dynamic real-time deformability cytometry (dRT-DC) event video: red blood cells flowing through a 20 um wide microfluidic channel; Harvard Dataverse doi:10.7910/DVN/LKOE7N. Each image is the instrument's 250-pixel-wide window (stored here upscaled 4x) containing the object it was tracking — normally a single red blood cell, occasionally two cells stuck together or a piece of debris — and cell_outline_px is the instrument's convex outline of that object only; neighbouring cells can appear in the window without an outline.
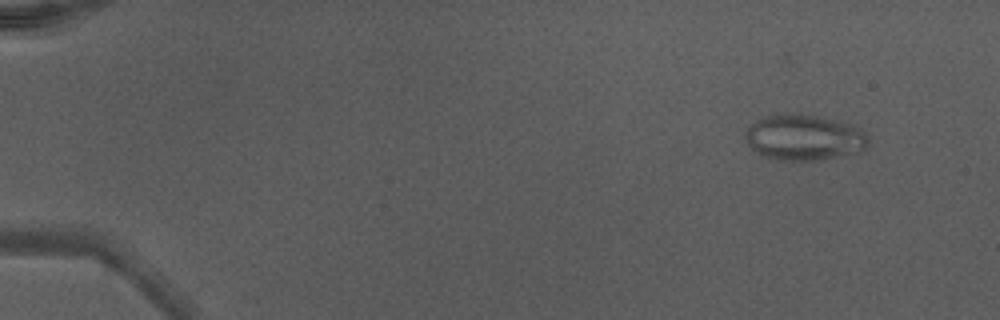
{"species": "Egyptian fruit bat (a non-hibernating species)", "species_latin": "Rousettus aegyptiacus", "temperature_condition": "warm", "stored_images_in_passage": 44, "camera_frame_rate_fps": 3000, "um_per_image_px": 0.085, "animal": {"sex": "male"}, "frame": {"image": 1, "passage_image": 1, "time_ms": 0.0, "image_size_px": [1000, 320], "cell_outline_px": [[868, 148], [860, 152], [820, 160], [780, 160], [760, 156], [744, 140], [744, 132], [756, 120], [764, 116], [784, 112], [792, 112], [816, 116], [836, 120], [852, 124], [860, 128], [864, 132], [868, 140]], "centroid_in_image_um": [68.33, 11.68], "position_along_channel_um": 16.7, "area_um2": 33.35}}
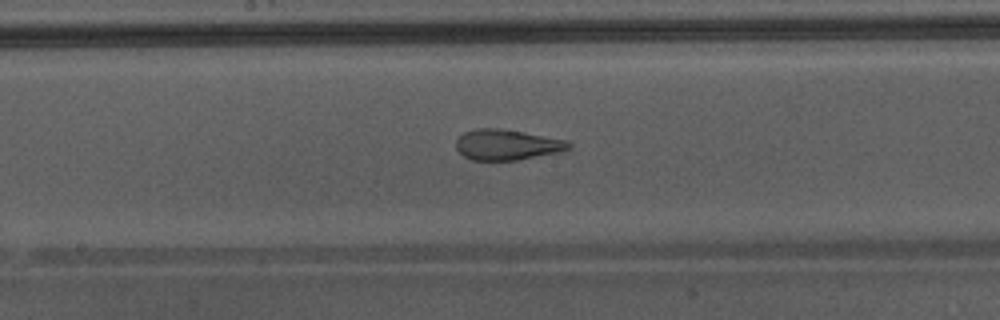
{"frame": {"image": 2, "passage_image": 24, "time_ms": 7.667, "image_size_px": [1000, 320], "cell_outline_px": [[572, 148], [556, 152], [516, 160], [472, 160], [464, 156], [456, 148], [456, 140], [464, 132], [476, 128], [496, 128], [524, 132], [568, 140], [572, 144]], "centroid_in_image_um": [43.09, 12.29], "position_along_channel_um": 205.1, "area_um2": 19.94}}
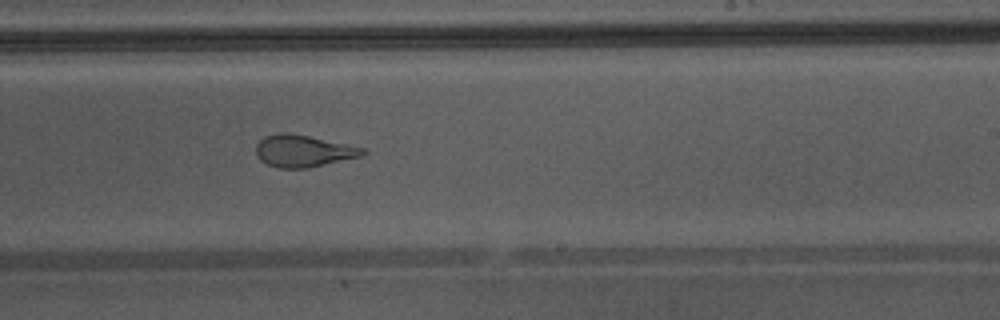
{"frame": {"image": 3, "passage_image": 28, "time_ms": 9.0, "image_size_px": [1000, 320], "cell_outline_px": [[368, 152], [364, 156], [308, 168], [280, 168], [268, 164], [260, 160], [256, 156], [256, 144], [264, 136], [280, 132], [288, 132], [308, 136], [364, 148]], "centroid_in_image_um": [25.78, 12.83], "position_along_channel_um": 263.2, "area_um2": 19.94}, "authors_computed_cell_mechanics": {"area_um2": 24.1604, "velocity_mm_per_s": 4.3667, "shape_relaxation_time_tau1_ms": null, "shape_relaxation_time_tau2_ms": 1.1022, "deformation_change_tau1": null, "deformation_change_tau2": 0.0955}}